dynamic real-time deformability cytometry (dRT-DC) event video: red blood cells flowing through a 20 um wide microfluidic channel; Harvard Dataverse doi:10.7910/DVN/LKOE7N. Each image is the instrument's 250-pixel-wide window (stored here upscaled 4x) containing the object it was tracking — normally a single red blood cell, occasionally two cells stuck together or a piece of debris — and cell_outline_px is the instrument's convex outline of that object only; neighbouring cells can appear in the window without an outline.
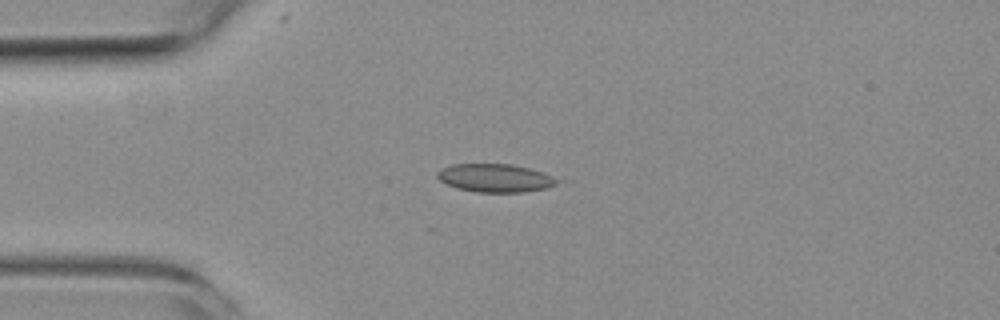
{"species": "common noctule bat (a hibernating species)", "species_latin": "Nyctalus noctula", "temperature_condition": "room temperature", "stored_images_in_passage": 5, "camera_frame_rate_fps": 3000, "um_per_image_px": 0.085, "animal": {"sex": "female", "body_mass_g": 19.3, "forearm_length_mm": 54.1}, "frame": {"image": 1, "passage_image": 3, "time_ms": 2.333, "image_size_px": [1000, 320], "cell_outline_px": [[564, 180], [548, 188], [524, 192], [476, 192], [456, 188], [440, 180], [436, 176], [436, 172], [440, 168], [452, 164], [512, 164], [528, 168]], "centroid_in_image_um": [42.09, 15.13], "position_along_channel_um": 42.9, "area_um2": 19.83}}